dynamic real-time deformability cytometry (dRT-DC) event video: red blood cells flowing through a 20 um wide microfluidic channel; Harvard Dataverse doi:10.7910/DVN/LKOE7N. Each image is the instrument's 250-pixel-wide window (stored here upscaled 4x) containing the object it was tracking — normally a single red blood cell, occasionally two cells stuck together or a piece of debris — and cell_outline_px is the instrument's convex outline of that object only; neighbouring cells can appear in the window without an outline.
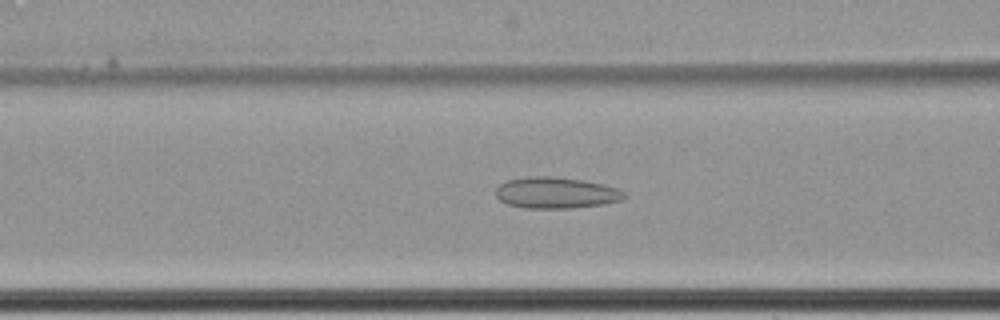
{"species": "common noctule bat (a hibernating species)", "species_latin": "Nyctalus noctula", "temperature_condition": "cold", "stored_images_in_passage": 65, "camera_frame_rate_fps": 3000, "um_per_image_px": 0.085, "animal": {"sex": "female", "body_mass_g": 22.7, "forearm_length_mm": 54.2}, "frame": {"image": 1, "passage_image": 30, "time_ms": 9.667, "image_size_px": [1000, 320], "cell_outline_px": [[628, 196], [620, 200], [604, 204], [572, 208], [524, 208], [508, 204], [500, 200], [496, 196], [496, 188], [500, 184], [508, 180], [528, 176], [552, 176], [584, 180], [604, 184], [616, 188], [624, 192]], "centroid_in_image_um": [47.26, 16.38], "position_along_channel_um": 119.3, "area_um2": 23.47}}
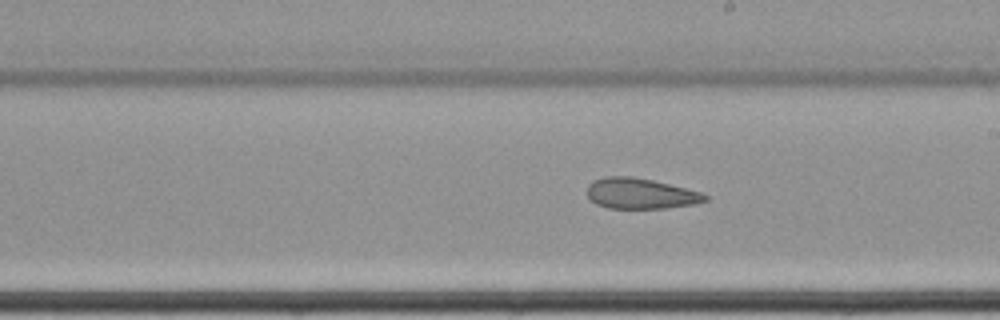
{"frame": {"image": 2, "passage_image": 40, "time_ms": 13.0, "image_size_px": [1000, 320], "cell_outline_px": [[708, 200], [696, 204], [664, 208], [608, 208], [596, 204], [588, 196], [588, 184], [592, 180], [604, 176], [632, 176], [652, 180], [700, 192], [708, 196]], "centroid_in_image_um": [54.42, 16.45], "position_along_channel_um": 234.6, "area_um2": 20.98}}
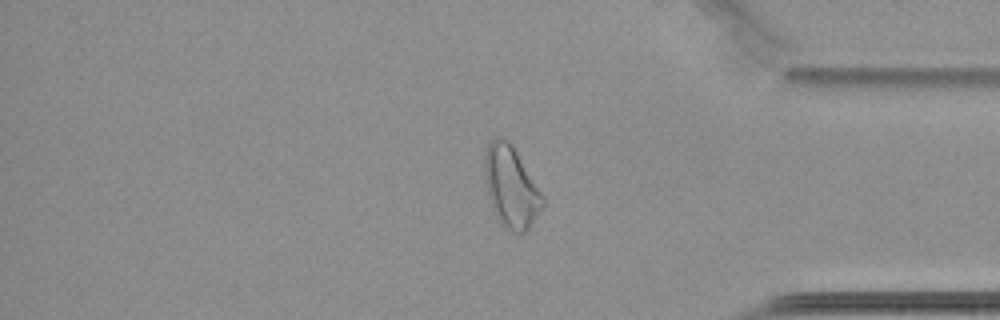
{"frame": {"image": 3, "passage_image": 55, "time_ms": 18.0, "image_size_px": [1000, 320], "cell_outline_px": [[544, 204], [528, 228], [524, 232], [516, 232], [504, 228], [500, 224], [492, 208], [488, 196], [484, 176], [484, 152], [488, 144], [496, 136], [504, 136], [512, 144], [544, 196]], "centroid_in_image_um": [43.41, 15.84], "position_along_channel_um": 391.8, "area_um2": 27.57}, "authors_computed_cell_mechanics": {"area_um2": 28.4954, "velocity_mm_per_s": 3.4561, "shape_relaxation_time_tau1_ms": null, "shape_relaxation_time_tau2_ms": 4.2941, "deformation_change_tau1": null, "deformation_change_tau2": 0.1251}}